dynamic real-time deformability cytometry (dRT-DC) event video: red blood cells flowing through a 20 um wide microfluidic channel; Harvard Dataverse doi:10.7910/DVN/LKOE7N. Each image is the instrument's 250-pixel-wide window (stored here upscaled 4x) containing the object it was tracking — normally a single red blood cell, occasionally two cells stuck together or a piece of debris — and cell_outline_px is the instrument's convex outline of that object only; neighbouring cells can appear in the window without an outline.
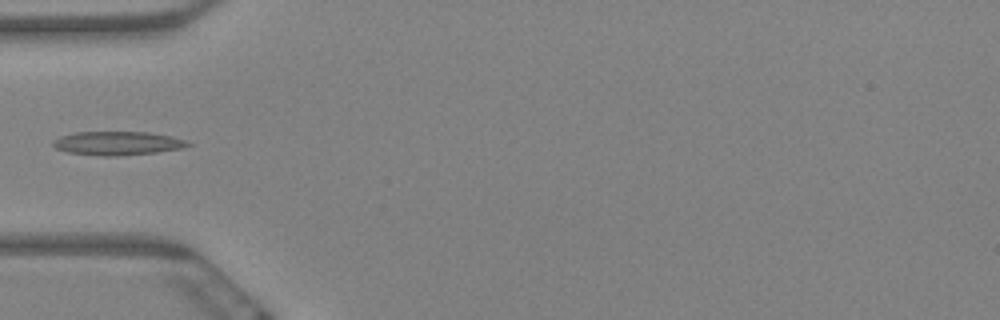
{"species": "Egyptian fruit bat (a non-hibernating species)", "species_latin": "Rousettus aegyptiacus", "temperature_condition": "warm", "stored_images_in_passage": 11, "camera_frame_rate_fps": 3000, "um_per_image_px": 0.085, "animal": {"sex": "female"}, "frame": {"image": 1, "passage_image": 5, "time_ms": 1.333, "image_size_px": [1000, 320], "cell_outline_px": [[192, 144], [180, 148], [156, 152], [120, 156], [100, 156], [68, 152], [56, 148], [52, 144], [52, 140], [60, 136], [76, 132], [148, 132], [172, 136], [184, 140]], "centroid_in_image_um": [9.95, 12.17], "position_along_channel_um": 75.0, "area_um2": 18.55}}
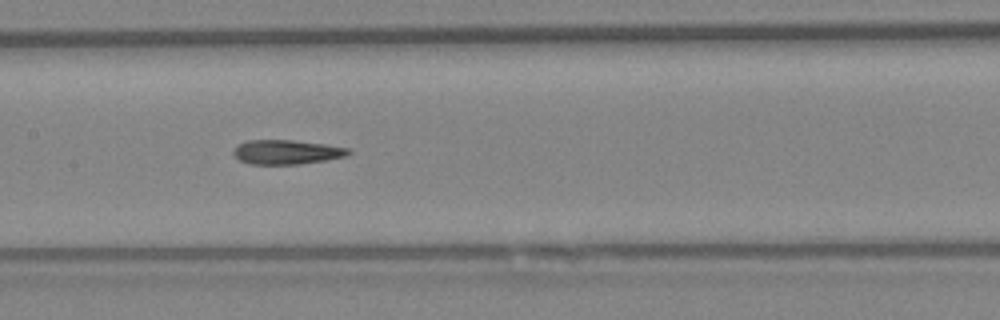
{"frame": {"image": 2, "passage_image": 8, "time_ms": 2.333, "image_size_px": [1000, 320], "cell_outline_px": [[352, 152], [344, 156], [328, 160], [300, 164], [248, 164], [240, 160], [232, 152], [236, 144], [248, 140], [292, 140], [324, 144], [352, 148]], "centroid_in_image_um": [24.37, 12.92], "position_along_channel_um": 183.0, "area_um2": 16.47}}
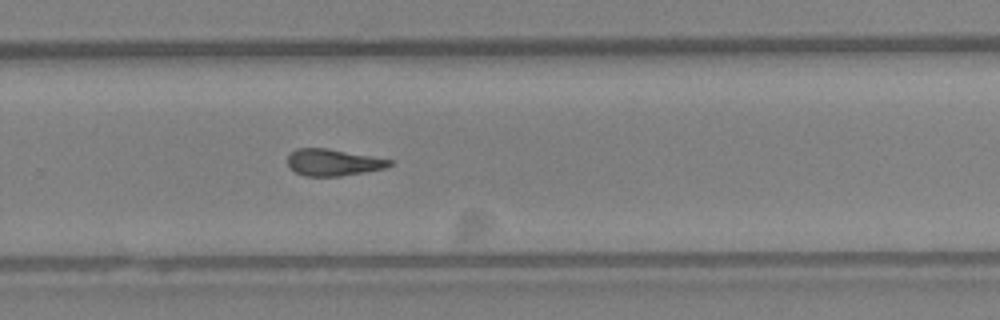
{"frame": {"image": 3, "passage_image": 11, "time_ms": 3.333, "image_size_px": [1000, 320], "cell_outline_px": [[392, 164], [384, 168], [364, 172], [340, 176], [304, 176], [288, 168], [288, 156], [296, 148], [328, 148], [372, 156], [392, 160]], "centroid_in_image_um": [28.28, 13.8], "position_along_channel_um": 301.5, "area_um2": 15.84}}